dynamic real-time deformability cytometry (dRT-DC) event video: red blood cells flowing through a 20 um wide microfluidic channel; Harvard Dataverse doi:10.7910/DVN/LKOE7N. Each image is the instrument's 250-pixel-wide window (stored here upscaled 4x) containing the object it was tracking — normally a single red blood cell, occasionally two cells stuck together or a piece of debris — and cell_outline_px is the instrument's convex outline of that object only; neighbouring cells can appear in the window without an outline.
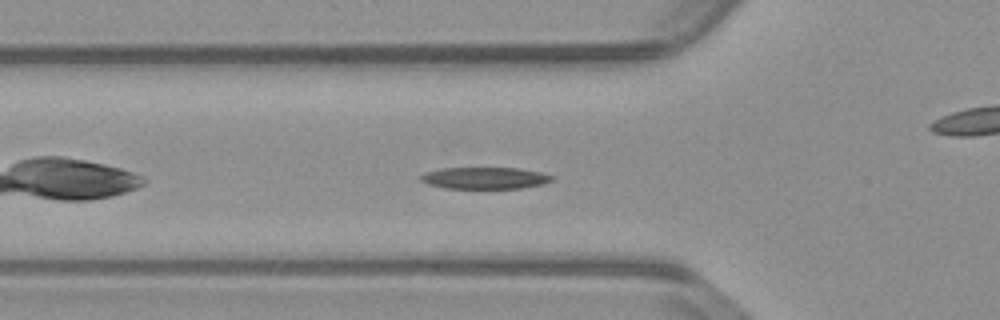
{"species": "common noctule bat (a hibernating species)", "species_latin": "Nyctalus noctula", "temperature_condition": "warm", "stored_images_in_passage": 36, "camera_frame_rate_fps": 3000, "um_per_image_px": 0.085, "animal": {"sex": "male", "body_mass_g": 23.1, "forearm_length_mm": 52.7}, "frame": {"image": 1, "passage_image": 6, "time_ms": 1.667, "image_size_px": [1000, 320], "cell_outline_px": [[552, 180], [544, 184], [520, 188], [444, 188], [428, 184], [420, 180], [420, 176], [424, 172], [440, 168], [520, 168], [540, 172], [552, 176]], "centroid_in_image_um": [41.18, 15.13], "position_along_channel_um": 84.6, "area_um2": 16.59}}
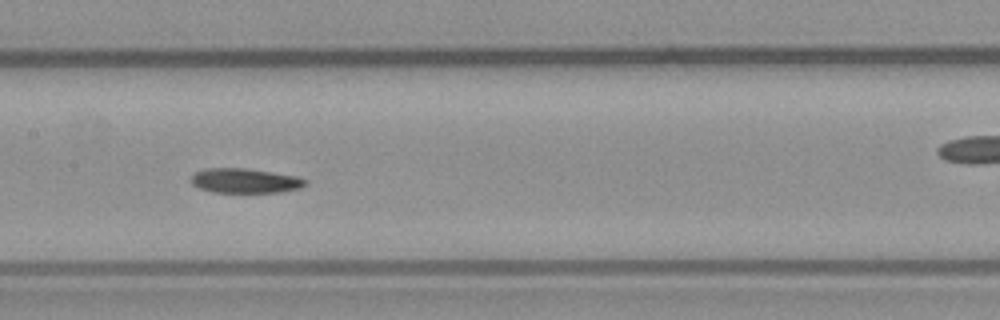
{"frame": {"image": 2, "passage_image": 14, "time_ms": 4.333, "image_size_px": [1000, 320], "cell_outline_px": [[308, 184], [300, 188], [280, 192], [212, 192], [200, 188], [192, 184], [192, 176], [196, 172], [204, 168], [244, 168], [272, 172], [296, 176], [308, 180]], "centroid_in_image_um": [20.85, 15.36], "position_along_channel_um": 186.5, "area_um2": 16.36}}
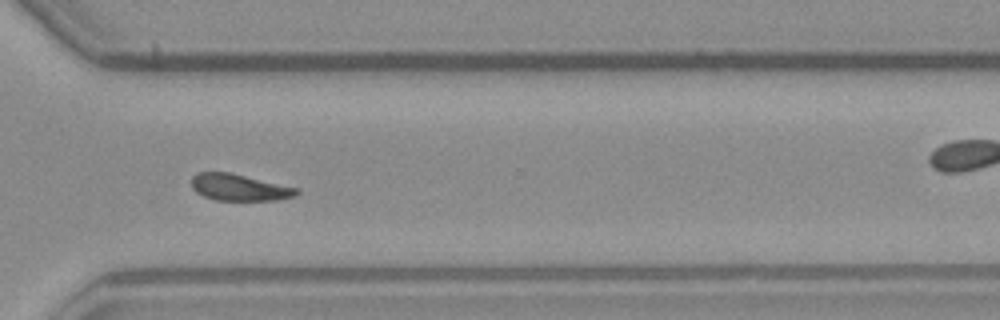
{"frame": {"image": 3, "passage_image": 27, "time_ms": 8.667, "image_size_px": [1000, 320], "cell_outline_px": [[300, 192], [296, 196], [276, 200], [216, 200], [204, 196], [196, 192], [192, 188], [192, 176], [196, 172], [228, 172], [300, 188]], "centroid_in_image_um": [20.36, 15.93], "position_along_channel_um": 350.2, "area_um2": 16.36}, "authors_computed_cell_mechanics": {"area_um2": 16.9932, "velocity_mm_per_s": 3.7881, "shape_relaxation_time_tau1_ms": 5.4515, "shape_relaxation_time_tau2_ms": 7.4391, "deformation_change_tau1": 0.1743, "deformation_change_tau2": 0.1342}}